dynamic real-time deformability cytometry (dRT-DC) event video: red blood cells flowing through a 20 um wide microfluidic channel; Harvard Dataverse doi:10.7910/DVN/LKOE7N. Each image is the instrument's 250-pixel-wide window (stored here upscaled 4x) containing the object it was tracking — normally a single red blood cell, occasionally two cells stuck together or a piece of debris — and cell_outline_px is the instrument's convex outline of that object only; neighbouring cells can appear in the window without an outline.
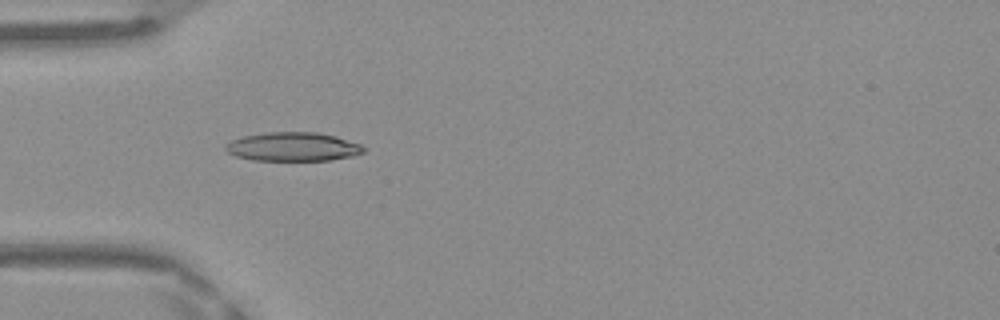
{"species": "Egyptian fruit bat (a non-hibernating species)", "species_latin": "Rousettus aegyptiacus", "temperature_condition": "warm", "stored_images_in_passage": 5, "camera_frame_rate_fps": 3000, "um_per_image_px": 0.085, "frame": {"image": 1, "passage_image": 2, "time_ms": 0.333, "image_size_px": [1000, 320], "cell_outline_px": [[364, 152], [352, 156], [328, 160], [252, 160], [236, 156], [228, 152], [224, 148], [232, 140], [244, 136], [268, 132], [316, 132], [336, 136], [360, 144], [364, 148]], "centroid_in_image_um": [24.91, 12.47], "position_along_channel_um": 60.1, "area_um2": 22.95}}